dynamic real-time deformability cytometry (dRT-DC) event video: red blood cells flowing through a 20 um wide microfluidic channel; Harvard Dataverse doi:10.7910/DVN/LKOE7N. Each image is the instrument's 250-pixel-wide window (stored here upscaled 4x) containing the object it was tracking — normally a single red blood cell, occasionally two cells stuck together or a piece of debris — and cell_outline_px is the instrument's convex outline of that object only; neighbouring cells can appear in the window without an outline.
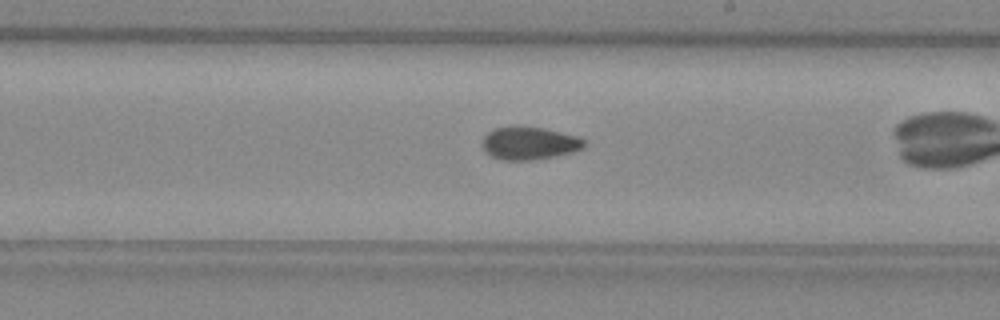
{"species": "common noctule bat (a hibernating species)", "species_latin": "Nyctalus noctula", "temperature_condition": "warm", "stored_images_in_passage": 26, "camera_frame_rate_fps": 3000, "um_per_image_px": 0.085, "animal": {"sex": "female", "body_mass_g": 29.2, "forearm_length_mm": 56.3}, "frame": {"image": 1, "passage_image": 15, "time_ms": 4.667, "image_size_px": [1000, 320], "cell_outline_px": [[584, 148], [572, 152], [532, 160], [504, 160], [492, 156], [484, 152], [480, 144], [484, 136], [488, 132], [496, 128], [540, 128], [576, 136], [584, 140]], "centroid_in_image_um": [44.94, 12.2], "position_along_channel_um": 244.1, "area_um2": 18.9}}